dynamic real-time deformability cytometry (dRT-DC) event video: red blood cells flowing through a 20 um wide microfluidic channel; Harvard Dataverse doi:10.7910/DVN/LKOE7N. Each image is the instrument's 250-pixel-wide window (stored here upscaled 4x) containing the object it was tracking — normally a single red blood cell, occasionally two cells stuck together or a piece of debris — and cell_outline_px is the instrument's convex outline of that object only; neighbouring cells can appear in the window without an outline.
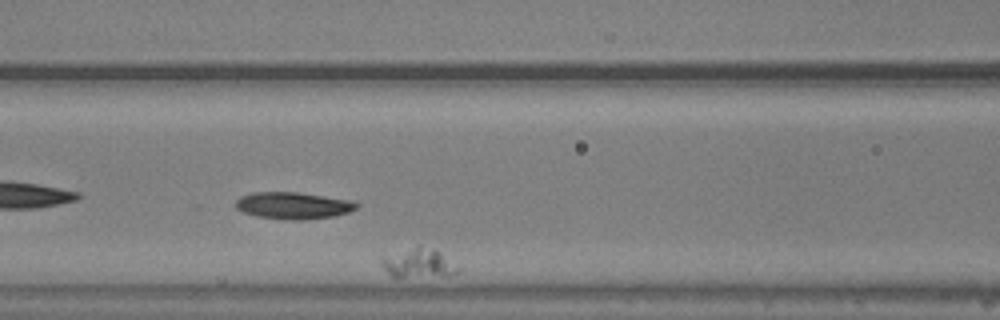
{"species": "common noctule bat (a hibernating species)", "species_latin": "Nyctalus noctula", "temperature_condition": "warm", "stored_images_in_passage": 41, "camera_frame_rate_fps": 3000, "um_per_image_px": 0.085, "animal": {"sex": "male", "body_mass_g": 20.5, "forearm_length_mm": 52.5}, "frame": {"image": 1, "passage_image": 13, "time_ms": 4.0, "image_size_px": [1000, 320], "cell_outline_px": [[460, 268], [452, 276], [392, 276], [384, 268], [380, 260], [380, 256], [420, 244], [440, 252]], "centroid_in_image_um": [35.55, 22.33], "position_along_channel_um": 131.0, "area_um2": 13.06}}
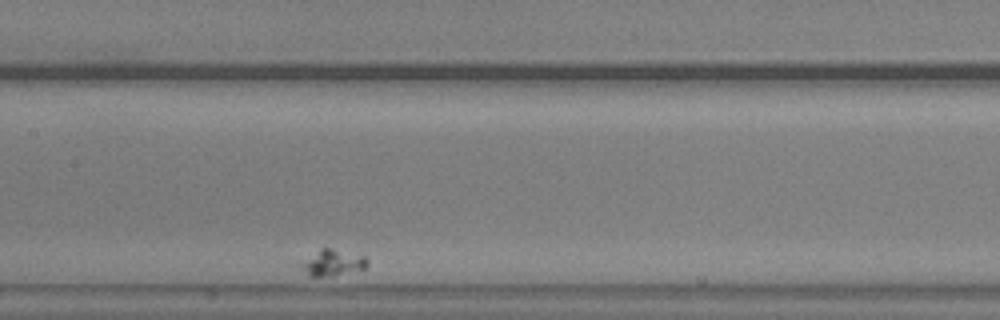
{"frame": {"image": 2, "passage_image": 19, "time_ms": 6.0, "image_size_px": [1000, 320], "cell_outline_px": [[368, 264], [364, 268], [332, 276], [308, 276], [296, 264], [320, 248], [332, 248], [364, 256], [368, 260]], "centroid_in_image_um": [28.19, 22.33], "position_along_channel_um": 179.2, "area_um2": 10.23}}
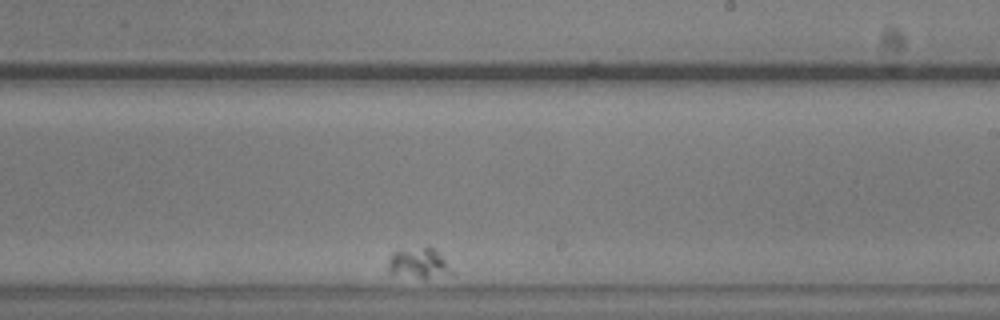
{"frame": {"image": 3, "passage_image": 28, "time_ms": 9.0, "image_size_px": [1000, 320], "cell_outline_px": [[456, 272], [424, 280], [388, 272], [388, 260], [392, 252], [424, 248], [436, 248], [440, 252]], "centroid_in_image_um": [35.66, 22.42], "position_along_channel_um": 253.3, "area_um2": 11.39}}